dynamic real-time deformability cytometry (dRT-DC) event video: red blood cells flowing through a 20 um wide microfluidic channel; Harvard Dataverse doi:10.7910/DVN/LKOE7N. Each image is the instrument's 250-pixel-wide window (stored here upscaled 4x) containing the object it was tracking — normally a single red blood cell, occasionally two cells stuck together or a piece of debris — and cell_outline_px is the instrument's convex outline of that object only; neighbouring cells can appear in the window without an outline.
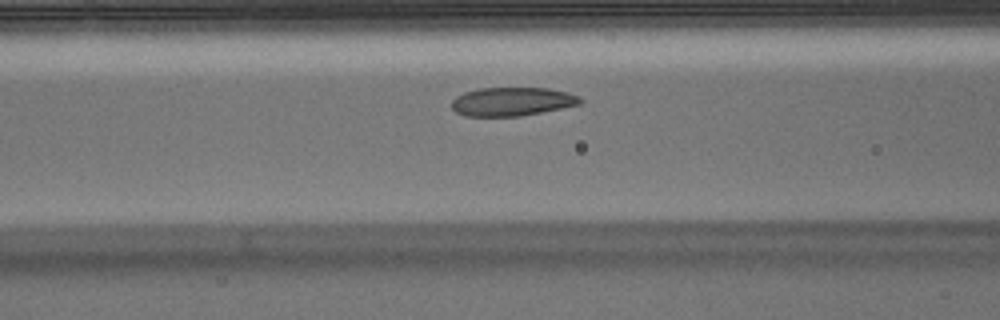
{"species": "Egyptian fruit bat (a non-hibernating species)", "species_latin": "Rousettus aegyptiacus", "temperature_condition": "warm", "stored_images_in_passage": 35, "camera_frame_rate_fps": 3000, "um_per_image_px": 0.085, "animal": {"sex": "male"}, "frame": {"image": 1, "passage_image": 13, "time_ms": 4.0, "image_size_px": [1000, 320], "cell_outline_px": [[584, 100], [580, 104], [520, 116], [464, 116], [456, 112], [452, 108], [452, 100], [456, 96], [464, 92], [480, 88], [548, 88], [568, 92], [580, 96]], "centroid_in_image_um": [43.52, 8.63], "position_along_channel_um": 123.1, "area_um2": 21.44}}
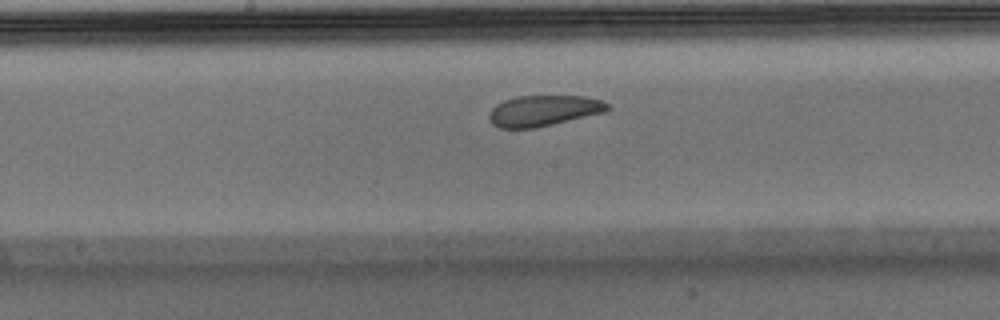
{"frame": {"image": 2, "passage_image": 19, "time_ms": 6.0, "image_size_px": [1000, 320], "cell_outline_px": [[612, 108], [604, 112], [536, 128], [500, 128], [492, 124], [488, 120], [488, 116], [492, 108], [496, 104], [504, 100], [516, 96], [580, 96], [600, 100], [612, 104]], "centroid_in_image_um": [46.19, 9.41], "position_along_channel_um": 202.0, "area_um2": 21.33}}
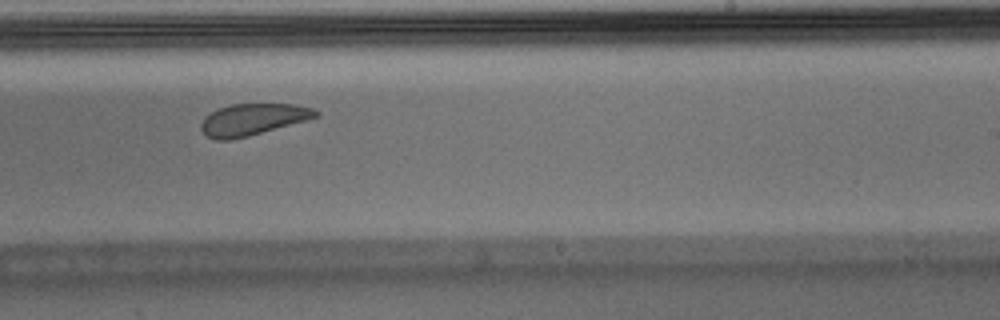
{"frame": {"image": 3, "passage_image": 24, "time_ms": 7.667, "image_size_px": [1000, 320], "cell_outline_px": [[320, 116], [308, 120], [248, 136], [232, 140], [216, 140], [208, 136], [200, 128], [200, 124], [212, 112], [220, 108], [232, 104], [292, 104], [312, 108], [320, 112]], "centroid_in_image_um": [21.53, 10.16], "position_along_channel_um": 267.5, "area_um2": 20.92}}